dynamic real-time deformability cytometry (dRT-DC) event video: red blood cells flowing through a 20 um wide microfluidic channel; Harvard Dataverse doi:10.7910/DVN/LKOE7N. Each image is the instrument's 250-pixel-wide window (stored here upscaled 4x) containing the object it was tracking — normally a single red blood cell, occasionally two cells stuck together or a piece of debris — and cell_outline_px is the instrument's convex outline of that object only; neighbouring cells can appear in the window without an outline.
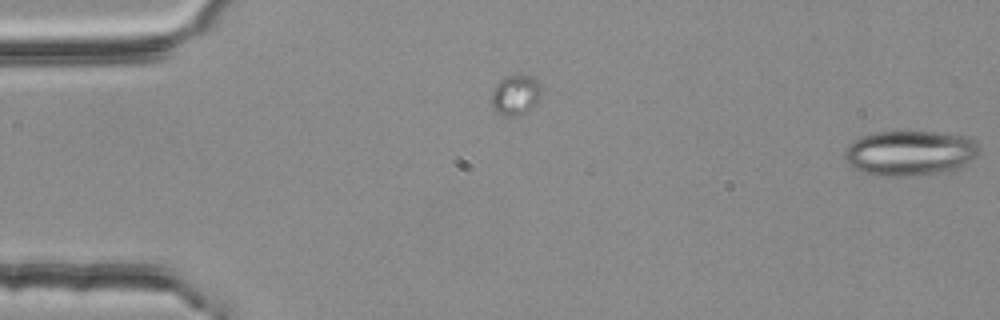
{"species": "common noctule bat (a hibernating species)", "species_latin": "Nyctalus noctula", "temperature_condition": "room temperature", "stored_images_in_passage": 5, "camera_frame_rate_fps": 3000, "um_per_image_px": 0.085, "animal": {"sex": "female", "body_mass_g": 25.1}, "frame": {"image": 1, "passage_image": 1, "time_ms": 0.0, "image_size_px": [1000, 320], "cell_outline_px": [[980, 152], [964, 168], [956, 172], [908, 176], [876, 176], [860, 172], [852, 168], [848, 164], [844, 156], [844, 152], [848, 144], [860, 136], [876, 132], [904, 128], [968, 136], [976, 140], [980, 148]], "centroid_in_image_um": [77.39, 12.99], "position_along_channel_um": 7.6, "area_um2": 37.34}}